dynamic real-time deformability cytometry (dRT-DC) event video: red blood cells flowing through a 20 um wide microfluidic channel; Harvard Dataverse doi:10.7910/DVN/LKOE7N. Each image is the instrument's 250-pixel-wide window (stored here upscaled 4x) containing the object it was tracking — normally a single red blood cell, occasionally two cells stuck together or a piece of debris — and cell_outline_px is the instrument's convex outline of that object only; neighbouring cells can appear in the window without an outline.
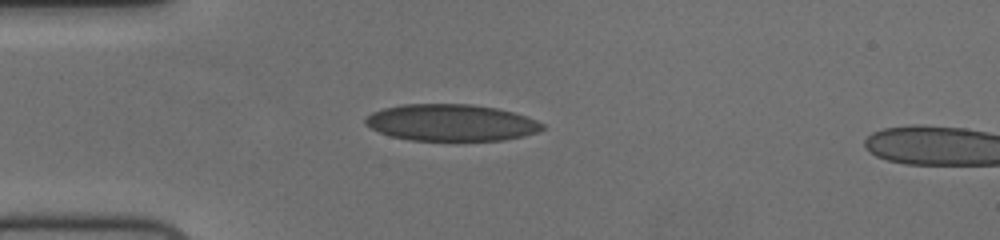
{"species": "human", "species_latin": "Homo sapiens", "temperature_condition": "cold", "stored_images_in_passage": 41, "camera_frame_rate_fps": 3000, "um_per_image_px": 0.085, "donor": {"sex": "female"}, "frame": {"image": 1, "passage_image": 1, "time_ms": 0.0, "image_size_px": [1000, 240], "cell_outline_px": [[544, 128], [536, 132], [524, 136], [504, 140], [408, 140], [392, 136], [380, 132], [364, 124], [364, 120], [372, 112], [384, 108], [404, 104], [472, 104], [496, 108], [512, 112], [536, 120], [544, 124]], "centroid_in_image_um": [38.34, 10.42], "position_along_channel_um": 46.7, "area_um2": 37.63}}
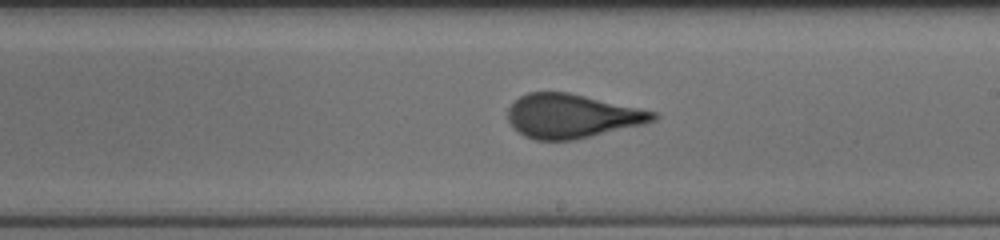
{"frame": {"image": 2, "passage_image": 18, "time_ms": 5.667, "image_size_px": [1000, 240], "cell_outline_px": [[660, 116], [656, 120], [644, 124], [572, 140], [536, 140], [524, 136], [508, 120], [508, 108], [520, 96], [528, 92], [568, 92], [640, 108], [656, 112]], "centroid_in_image_um": [48.63, 9.86], "position_along_channel_um": 240.4, "area_um2": 36.93}}
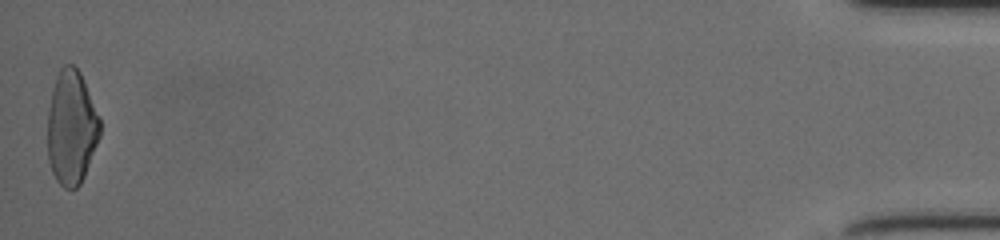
{"frame": {"image": 3, "passage_image": 41, "time_ms": 13.333, "image_size_px": [1000, 240], "cell_outline_px": [[100, 136], [84, 176], [80, 184], [76, 188], [64, 188], [56, 180], [52, 172], [48, 160], [48, 112], [52, 88], [56, 76], [60, 68], [64, 64], [72, 64], [80, 72], [100, 116]], "centroid_in_image_um": [6.07, 10.83], "position_along_channel_um": 429.1, "area_um2": 34.97}, "authors_computed_cell_mechanics": {"area_um2": 36.8764, "velocity_mm_per_s": 3.7423, "shape_relaxation_time_tau1_ms": 6.5944, "shape_relaxation_time_tau2_ms": 0.7425, "deformation_change_tau1": 0.1815, "deformation_change_tau2": 0.063}}